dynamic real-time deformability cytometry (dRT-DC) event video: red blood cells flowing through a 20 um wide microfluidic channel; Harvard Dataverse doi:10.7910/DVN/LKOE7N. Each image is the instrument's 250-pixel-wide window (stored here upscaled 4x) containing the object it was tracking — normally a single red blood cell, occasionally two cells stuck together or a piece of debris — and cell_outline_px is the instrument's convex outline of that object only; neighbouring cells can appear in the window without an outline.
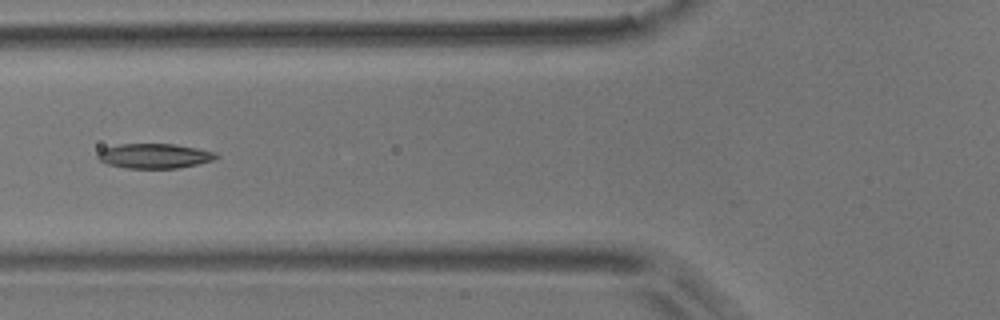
{"species": "common noctule bat (a hibernating species)", "species_latin": "Nyctalus noctula", "temperature_condition": "room temperature", "stored_images_in_passage": 5, "camera_frame_rate_fps": 3000, "um_per_image_px": 0.085, "animal": {"sex": "male", "body_mass_g": 17.9}, "frame": {"image": 1, "passage_image": 2, "time_ms": 0.333, "image_size_px": [1000, 320], "cell_outline_px": [[220, 156], [212, 160], [196, 164], [176, 168], [124, 168], [108, 164], [100, 160], [96, 156], [96, 152], [104, 148], [120, 144], [176, 144], [216, 152]], "centroid_in_image_um": [13.1, 13.25], "position_along_channel_um": 112.7, "area_um2": 17.05}}
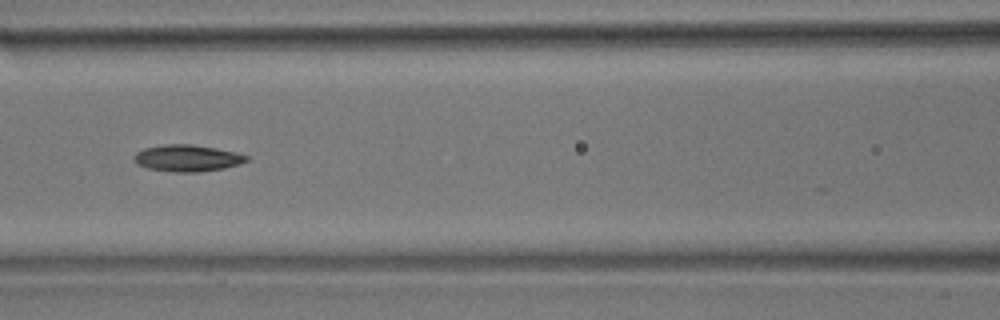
{"frame": {"image": 2, "passage_image": 3, "time_ms": 0.667, "image_size_px": [1000, 320], "cell_outline_px": [[248, 160], [240, 164], [224, 168], [200, 172], [172, 172], [148, 168], [136, 164], [132, 156], [136, 152], [144, 148], [164, 144], [192, 144], [216, 148], [236, 152], [248, 156]], "centroid_in_image_um": [15.9, 13.44], "position_along_channel_um": 150.7, "area_um2": 17.63}}
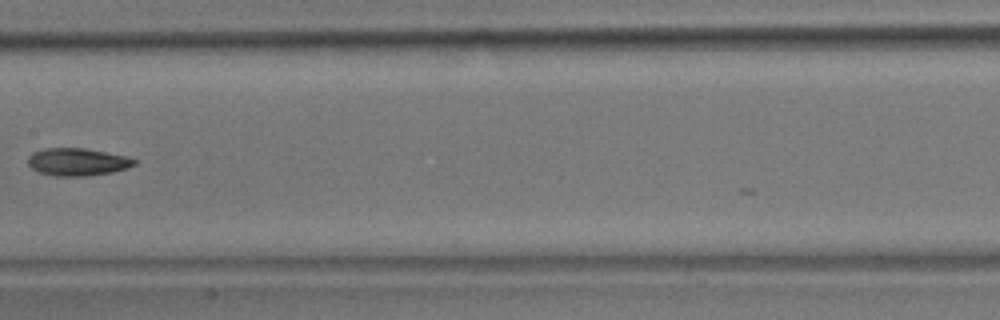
{"frame": {"image": 3, "passage_image": 4, "time_ms": 1.0, "image_size_px": [1000, 320], "cell_outline_px": [[136, 164], [128, 168], [112, 172], [84, 176], [52, 176], [40, 172], [32, 168], [28, 164], [28, 156], [32, 152], [44, 148], [84, 148], [128, 156], [136, 160]], "centroid_in_image_um": [6.58, 13.76], "position_along_channel_um": 200.8, "area_um2": 17.17}}